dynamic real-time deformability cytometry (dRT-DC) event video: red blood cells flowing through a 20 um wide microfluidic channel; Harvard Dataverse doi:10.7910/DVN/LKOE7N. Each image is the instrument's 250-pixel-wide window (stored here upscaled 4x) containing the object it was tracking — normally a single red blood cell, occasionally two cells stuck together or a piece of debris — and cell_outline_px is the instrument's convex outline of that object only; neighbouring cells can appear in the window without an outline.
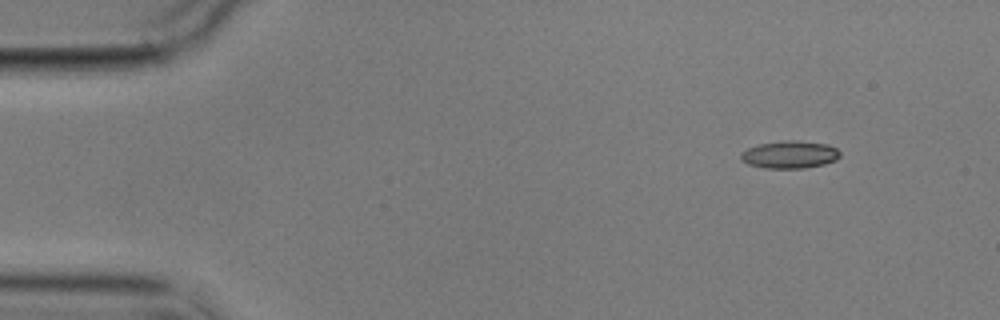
{"species": "common noctule bat (a hibernating species)", "species_latin": "Nyctalus noctula", "temperature_condition": "cold", "stored_images_in_passage": 4, "camera_frame_rate_fps": 3000, "um_per_image_px": 0.085, "animal": {"sex": "male", "body_mass_g": 17.9}, "frame": {"image": 1, "passage_image": 1, "time_ms": 0.0, "image_size_px": [1000, 320], "cell_outline_px": [[840, 156], [836, 160], [824, 164], [804, 168], [764, 168], [748, 164], [740, 160], [740, 152], [748, 148], [760, 144], [784, 140], [796, 140], [828, 144], [836, 148], [840, 152]], "centroid_in_image_um": [67.12, 13.14], "position_along_channel_um": 17.9, "area_um2": 16.01}}
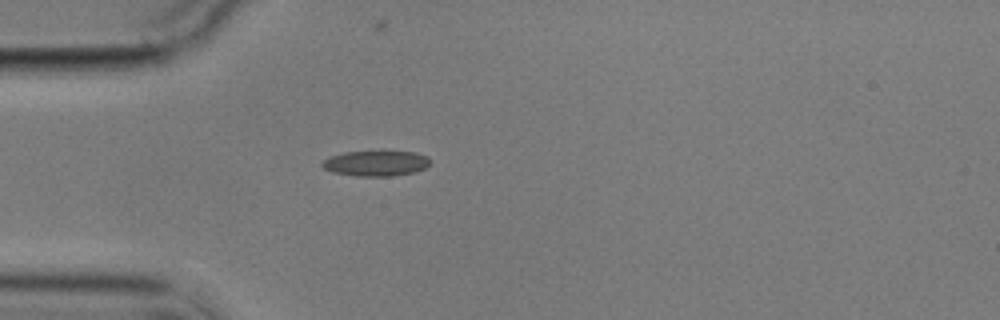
{"frame": {"image": 2, "passage_image": 4, "time_ms": 3.333, "image_size_px": [1000, 320], "cell_outline_px": [[428, 164], [424, 168], [416, 172], [392, 176], [356, 176], [332, 172], [324, 168], [320, 164], [328, 156], [344, 152], [380, 148], [416, 152], [428, 156]], "centroid_in_image_um": [31.94, 13.82], "position_along_channel_um": 53.1, "area_um2": 16.94}}